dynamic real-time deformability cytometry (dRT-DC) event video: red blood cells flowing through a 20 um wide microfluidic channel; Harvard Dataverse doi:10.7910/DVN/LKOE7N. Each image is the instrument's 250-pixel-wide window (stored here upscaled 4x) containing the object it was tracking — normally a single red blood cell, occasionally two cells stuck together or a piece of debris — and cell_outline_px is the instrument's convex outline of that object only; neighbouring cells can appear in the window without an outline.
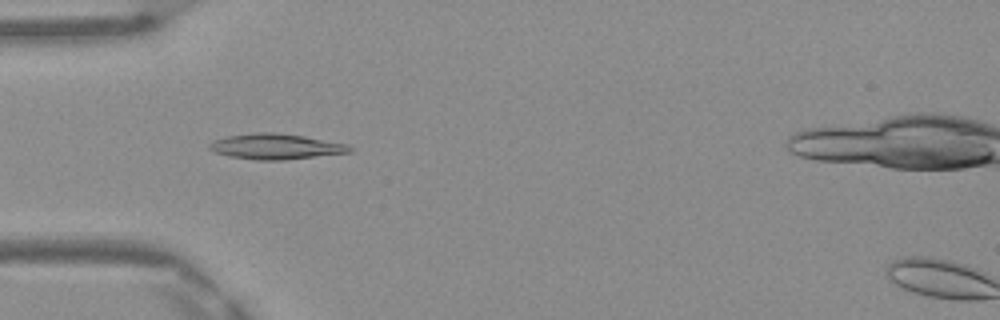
{"species": "Egyptian fruit bat (a non-hibernating species)", "species_latin": "Rousettus aegyptiacus", "temperature_condition": "warm", "stored_images_in_passage": 48, "camera_frame_rate_fps": 3000, "um_per_image_px": 0.085, "frame": {"image": 1, "passage_image": 14, "time_ms": 4.333, "image_size_px": [1000, 320], "cell_outline_px": [[352, 152], [284, 160], [256, 160], [228, 156], [216, 152], [208, 148], [208, 144], [216, 140], [228, 136], [252, 132], [276, 132], [304, 136], [348, 144], [352, 148]], "centroid_in_image_um": [23.45, 12.45], "position_along_channel_um": 61.5, "area_um2": 20.87}}
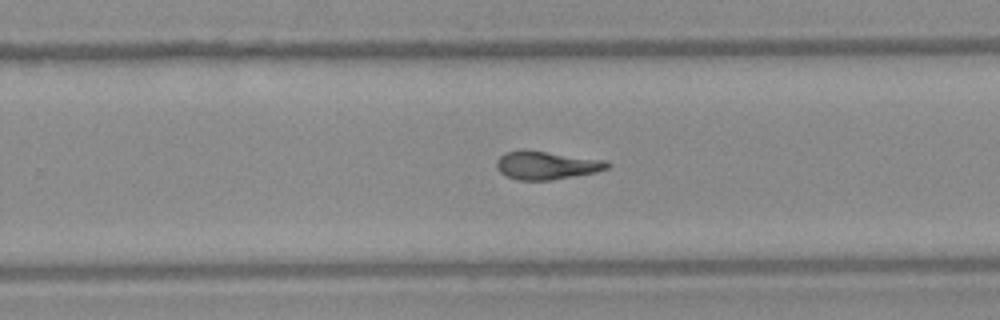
{"frame": {"image": 2, "passage_image": 30, "time_ms": 9.667, "image_size_px": [1000, 320], "cell_outline_px": [[612, 164], [608, 168], [596, 172], [552, 180], [520, 180], [504, 176], [496, 168], [496, 160], [504, 152], [544, 152], [608, 160]], "centroid_in_image_um": [46.48, 14.08], "position_along_channel_um": 283.3, "area_um2": 17.86}}
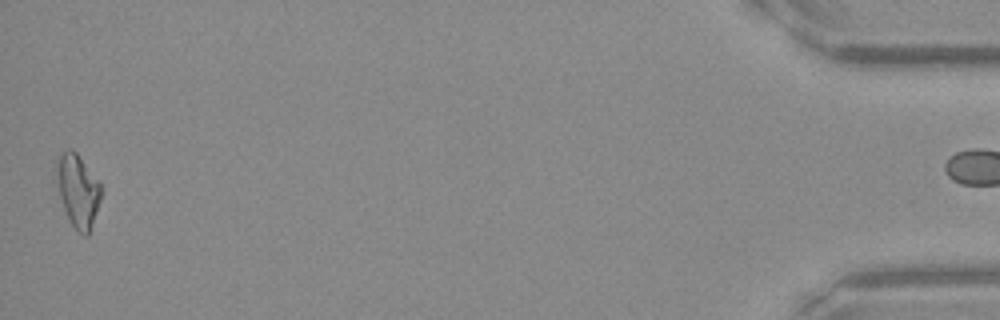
{"frame": {"image": 3, "passage_image": 47, "time_ms": 15.333, "image_size_px": [1000, 320], "cell_outline_px": [[104, 192], [88, 236], [84, 236], [72, 224], [64, 208], [60, 196], [56, 172], [56, 164], [60, 156], [68, 148], [72, 148], [76, 152], [100, 180]], "centroid_in_image_um": [6.68, 16.18], "position_along_channel_um": 428.5, "area_um2": 18.96}, "authors_computed_cell_mechanics": {"area_um2": 18.4671, "velocity_mm_per_s": 4.1819, "shape_relaxation_time_tau1_ms": null, "shape_relaxation_time_tau2_ms": 3.8789, "deformation_change_tau1": null, "deformation_change_tau2": 0.1106}}